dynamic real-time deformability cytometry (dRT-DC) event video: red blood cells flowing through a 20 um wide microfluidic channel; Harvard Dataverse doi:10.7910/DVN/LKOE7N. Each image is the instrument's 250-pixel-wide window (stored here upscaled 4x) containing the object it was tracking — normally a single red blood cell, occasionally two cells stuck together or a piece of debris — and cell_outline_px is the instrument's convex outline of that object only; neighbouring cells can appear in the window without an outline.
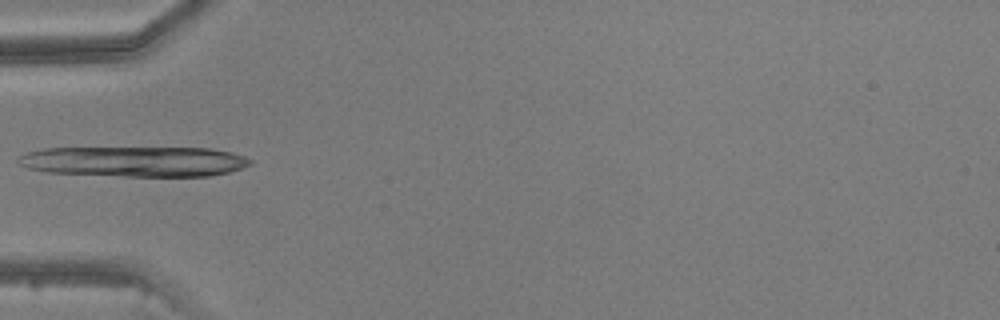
{"species": "common noctule bat (a hibernating species)", "species_latin": "Nyctalus noctula", "temperature_condition": "warm", "stored_images_in_passage": 2, "camera_frame_rate_fps": 3000, "um_per_image_px": 0.085, "animal": {"sex": "male", "body_mass_g": 20.5, "forearm_length_mm": 52.5}, "frame": {"image": 1, "passage_image": 2, "time_ms": 1.0, "image_size_px": [1000, 320], "cell_outline_px": [[252, 164], [244, 168], [212, 176], [120, 176], [48, 172], [28, 168], [20, 164], [16, 160], [20, 156], [28, 152], [44, 148], [212, 148], [232, 152], [244, 156], [252, 160]], "centroid_in_image_um": [11.49, 13.72], "position_along_channel_um": 73.5, "area_um2": 41.1}}